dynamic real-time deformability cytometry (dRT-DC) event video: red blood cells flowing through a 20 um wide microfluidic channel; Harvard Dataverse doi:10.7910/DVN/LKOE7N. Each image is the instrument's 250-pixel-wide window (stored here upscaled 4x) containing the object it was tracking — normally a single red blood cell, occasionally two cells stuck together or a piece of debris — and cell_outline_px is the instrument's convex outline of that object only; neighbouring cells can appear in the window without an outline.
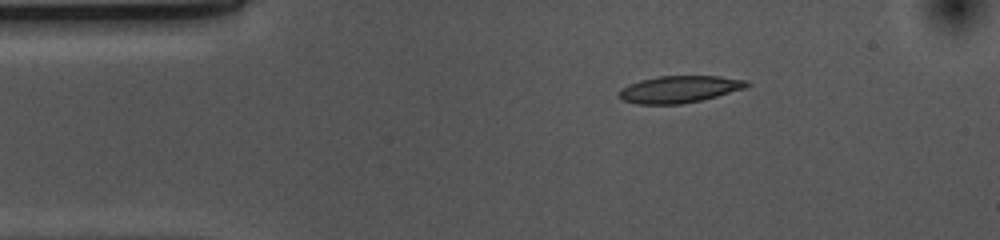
{"species": "common noctule bat (a hibernating species)", "species_latin": "Nyctalus noctula", "temperature_condition": "cold", "stored_images_in_passage": 45, "camera_frame_rate_fps": 3000, "um_per_image_px": 0.085, "animal": {"sex": "female", "body_mass_g": 10.0, "forearm_length_mm": 53.1}, "frame": {"image": 1, "passage_image": 1, "time_ms": 0.0, "image_size_px": [1000, 240], "cell_outline_px": [[752, 84], [744, 88], [716, 96], [700, 100], [680, 104], [636, 104], [624, 100], [616, 96], [628, 84], [640, 80], [660, 76], [720, 76], [748, 80]], "centroid_in_image_um": [57.76, 7.58], "position_along_channel_um": 27.2, "area_um2": 19.94}}
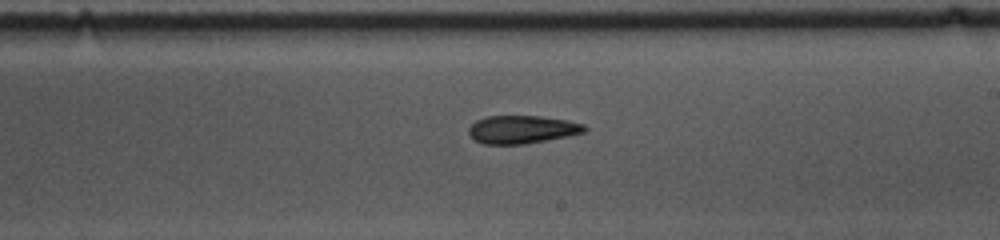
{"frame": {"image": 2, "passage_image": 22, "time_ms": 7.0, "image_size_px": [1000, 240], "cell_outline_px": [[588, 132], [568, 136], [524, 144], [484, 144], [472, 140], [468, 132], [468, 128], [476, 120], [484, 116], [540, 116], [568, 120], [584, 124], [588, 128]], "centroid_in_image_um": [44.37, 11.0], "position_along_channel_um": 244.6, "area_um2": 19.19}}
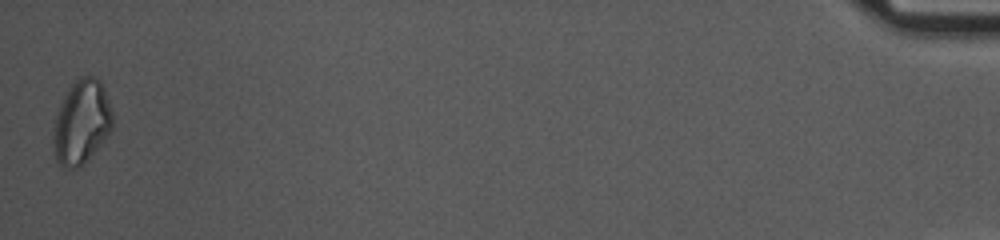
{"frame": {"image": 3, "passage_image": 45, "time_ms": 14.667, "image_size_px": [1000, 240], "cell_outline_px": [[112, 128], [108, 136], [84, 164], [80, 168], [64, 168], [56, 160], [52, 140], [52, 132], [56, 112], [68, 88], [76, 76], [92, 76], [100, 80], [108, 100], [112, 112]], "centroid_in_image_um": [6.91, 10.39], "position_along_channel_um": 428.3, "area_um2": 29.36}, "authors_computed_cell_mechanics": {"area_um2": 20.0566, "velocity_mm_per_s": 3.6992, "shape_relaxation_time_tau1_ms": 7.7733, "shape_relaxation_time_tau2_ms": null, "deformation_change_tau1": 0.1664, "deformation_change_tau2": null}}